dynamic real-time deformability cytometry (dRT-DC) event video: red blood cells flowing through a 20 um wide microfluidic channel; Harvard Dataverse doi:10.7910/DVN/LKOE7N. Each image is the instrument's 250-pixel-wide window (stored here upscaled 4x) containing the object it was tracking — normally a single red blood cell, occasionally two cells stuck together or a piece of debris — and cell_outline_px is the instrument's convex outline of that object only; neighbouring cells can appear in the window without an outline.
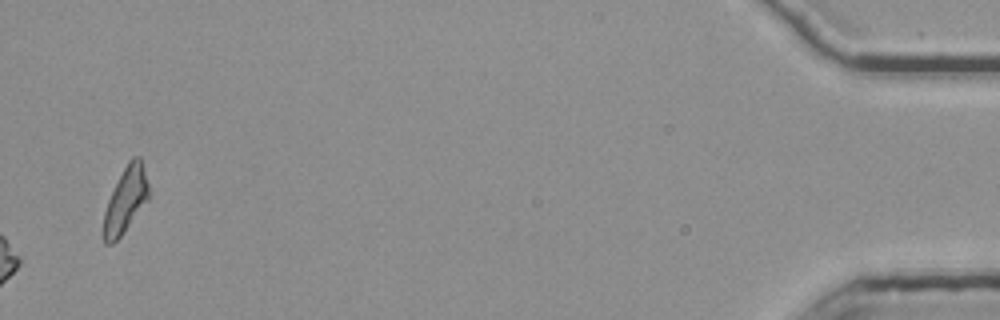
{"species": "common noctule bat (a hibernating species)", "species_latin": "Nyctalus noctula", "temperature_condition": "room temperature", "stored_images_in_passage": 37, "camera_frame_rate_fps": 3000, "um_per_image_px": 0.085, "animal": {"sex": "female", "body_mass_g": 25.1}, "frame": {"image": 1, "passage_image": 37, "time_ms": 12.0, "image_size_px": [1000, 320], "cell_outline_px": [[148, 200], [124, 232], [112, 244], [104, 244], [100, 236], [104, 212], [108, 200], [128, 160], [132, 156], [140, 156], [148, 184]], "centroid_in_image_um": [10.63, 17.07], "position_along_channel_um": 424.6, "area_um2": 17.28}, "authors_computed_cell_mechanics": {"area_um2": 15.2014, "velocity_mm_per_s": 3.7882, "shape_relaxation_time_tau1_ms": null, "shape_relaxation_time_tau2_ms": 7.0575, "deformation_change_tau1": null, "deformation_change_tau2": 0.1633}}